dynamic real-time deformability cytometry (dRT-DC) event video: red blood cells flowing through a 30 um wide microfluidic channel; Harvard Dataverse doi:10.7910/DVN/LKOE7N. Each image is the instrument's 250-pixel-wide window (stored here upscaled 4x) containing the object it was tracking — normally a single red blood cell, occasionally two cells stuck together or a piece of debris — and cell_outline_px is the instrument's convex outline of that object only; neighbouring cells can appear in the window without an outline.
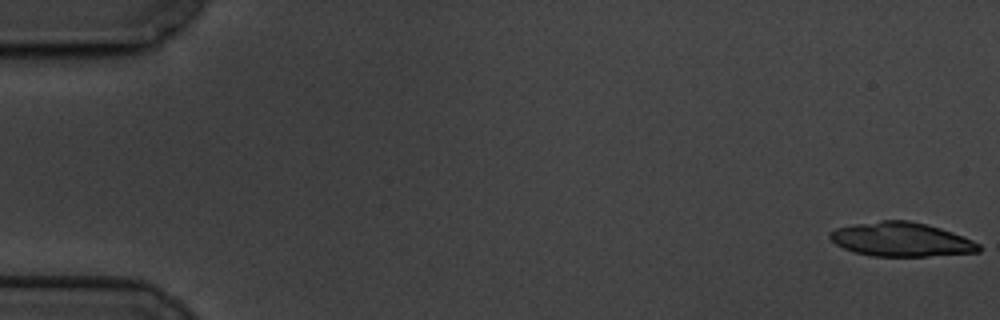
{"species": "common noctule bat (a hibernating species)", "species_latin": "Nyctalus noctula", "temperature_condition": "cold", "stored_images_in_passage": 28, "camera_frame_rate_fps": 3000, "um_per_image_px": 0.085, "animal": {"sex": "male", "body_mass_g": 19.5, "forearm_length_mm": 54.6}, "frame": {"image": 1, "passage_image": 1, "time_ms": 0.0, "image_size_px": [1000, 320], "cell_outline_px": [[980, 252], [928, 256], [872, 256], [852, 252], [836, 244], [828, 236], [836, 228], [856, 224], [880, 220], [908, 220], [940, 228], [952, 232], [972, 240], [980, 244]], "centroid_in_image_um": [76.61, 20.36], "position_along_channel_um": 8.4, "area_um2": 29.36}}